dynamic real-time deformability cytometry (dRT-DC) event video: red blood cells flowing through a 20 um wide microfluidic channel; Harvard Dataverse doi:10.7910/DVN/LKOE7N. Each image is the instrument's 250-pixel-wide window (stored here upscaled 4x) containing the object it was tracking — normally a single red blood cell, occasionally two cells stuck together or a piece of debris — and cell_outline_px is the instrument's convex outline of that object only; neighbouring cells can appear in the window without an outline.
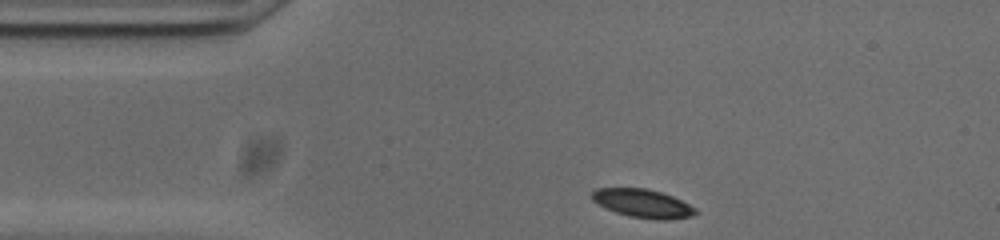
{"species": "common noctule bat (a hibernating species)", "species_latin": "Nyctalus noctula", "temperature_condition": "cold", "stored_images_in_passage": 36, "camera_frame_rate_fps": 3000, "um_per_image_px": 0.085, "animal": {"sex": "male", "body_mass_g": 20.0, "forearm_length_mm": 53.3}, "frame": {"image": 1, "passage_image": 1, "time_ms": 0.0, "image_size_px": [1000, 240], "cell_outline_px": [[700, 212], [692, 216], [664, 220], [656, 220], [628, 216], [616, 212], [592, 200], [592, 192], [596, 188], [644, 188], [660, 192], [672, 196], [696, 208]], "centroid_in_image_um": [54.66, 17.3], "position_along_channel_um": 30.3, "area_um2": 16.99}}
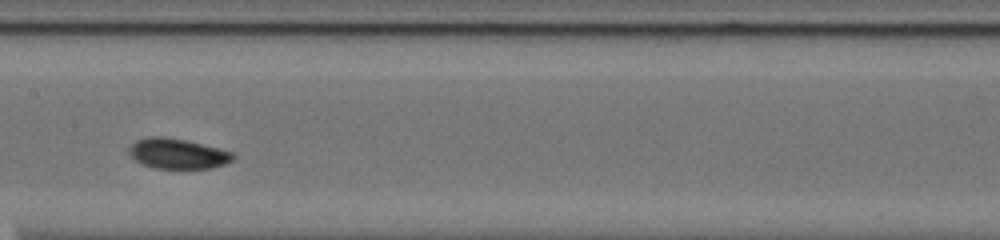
{"frame": {"image": 2, "passage_image": 17, "time_ms": 5.333, "image_size_px": [1000, 240], "cell_outline_px": [[236, 156], [232, 160], [224, 164], [212, 168], [152, 168], [136, 160], [128, 152], [128, 148], [136, 140], [152, 136], [164, 136], [184, 140], [232, 152]], "centroid_in_image_um": [15.08, 13.06], "position_along_channel_um": 192.3, "area_um2": 18.03}}
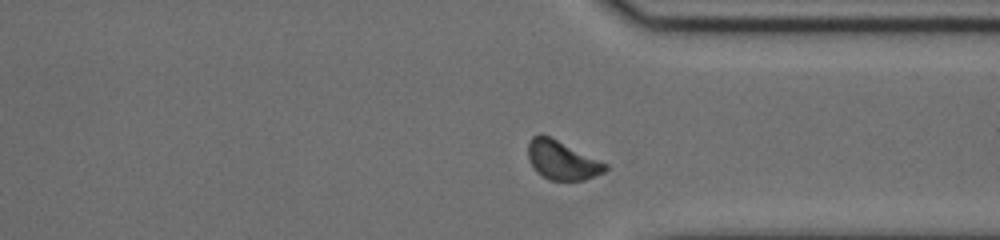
{"frame": {"image": 3, "passage_image": 31, "time_ms": 10.0, "image_size_px": [1000, 240], "cell_outline_px": [[608, 168], [604, 172], [584, 180], [548, 180], [536, 172], [528, 160], [528, 140], [532, 136], [540, 132], [608, 164]], "centroid_in_image_um": [47.73, 13.61], "position_along_channel_um": 363.7, "area_um2": 17.57}, "authors_computed_cell_mechanics": {"area_um2": 17.7446, "velocity_mm_per_s": 3.7137, "shape_relaxation_time_tau1_ms": 4.4806, "shape_relaxation_time_tau2_ms": null, "deformation_change_tau1": 0.0962, "deformation_change_tau2": null}}